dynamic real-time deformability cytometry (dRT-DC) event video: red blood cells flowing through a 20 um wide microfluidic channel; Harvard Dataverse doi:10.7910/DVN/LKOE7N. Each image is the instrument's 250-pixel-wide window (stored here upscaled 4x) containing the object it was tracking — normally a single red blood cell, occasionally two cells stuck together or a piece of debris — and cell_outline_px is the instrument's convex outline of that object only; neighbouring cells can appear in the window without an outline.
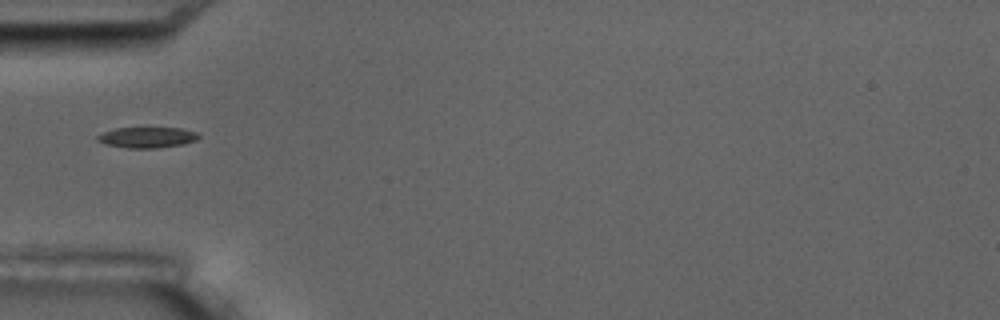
{"species": "common noctule bat (a hibernating species)", "species_latin": "Nyctalus noctula", "temperature_condition": "room temperature", "stored_images_in_passage": 6, "camera_frame_rate_fps": 3000, "um_per_image_px": 0.085, "animal": {"sex": "male", "body_mass_g": 17.5, "forearm_length_mm": 52.3}, "frame": {"image": 1, "passage_image": 5, "time_ms": 5.667, "image_size_px": [1000, 320], "cell_outline_px": [[200, 136], [196, 140], [184, 144], [160, 148], [128, 148], [108, 144], [96, 140], [96, 136], [104, 132], [116, 128], [180, 128], [196, 132]], "centroid_in_image_um": [12.53, 11.68], "position_along_channel_um": 72.5, "area_um2": 12.14}}